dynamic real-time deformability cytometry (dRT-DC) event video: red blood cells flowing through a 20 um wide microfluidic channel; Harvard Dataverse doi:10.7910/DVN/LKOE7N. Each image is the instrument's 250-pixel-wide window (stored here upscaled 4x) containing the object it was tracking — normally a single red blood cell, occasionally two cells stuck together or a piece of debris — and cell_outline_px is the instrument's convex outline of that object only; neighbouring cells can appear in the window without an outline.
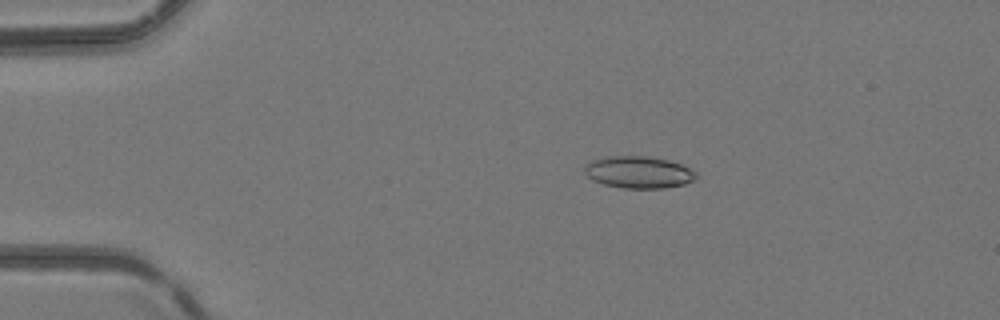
{"species": "common noctule bat (a hibernating species)", "species_latin": "Nyctalus noctula", "temperature_condition": "room temperature", "stored_images_in_passage": 4, "camera_frame_rate_fps": 3000, "um_per_image_px": 0.085, "animal": {"sex": "female", "body_mass_g": 24.6, "forearm_length_mm": 56.2}, "frame": {"image": 1, "passage_image": 3, "time_ms": 2.333, "image_size_px": [1000, 320], "cell_outline_px": [[696, 180], [684, 184], [664, 188], [624, 188], [604, 184], [592, 180], [584, 172], [584, 168], [592, 160], [608, 156], [644, 156], [668, 160], [680, 164], [696, 172]], "centroid_in_image_um": [54.28, 14.64], "position_along_channel_um": 30.7, "area_um2": 20.63}}